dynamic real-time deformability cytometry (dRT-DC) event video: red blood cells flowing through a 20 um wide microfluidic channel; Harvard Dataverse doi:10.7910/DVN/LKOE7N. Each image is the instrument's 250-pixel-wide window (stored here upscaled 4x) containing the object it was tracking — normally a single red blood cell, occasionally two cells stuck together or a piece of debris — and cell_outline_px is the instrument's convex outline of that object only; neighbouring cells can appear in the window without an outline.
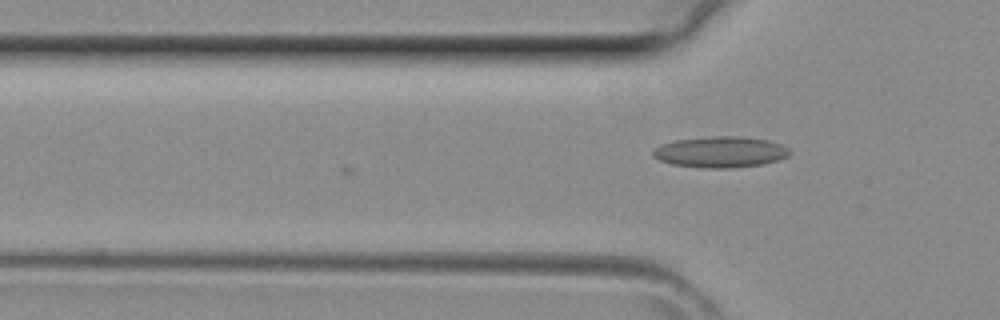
{"species": "common noctule bat (a hibernating species)", "species_latin": "Nyctalus noctula", "temperature_condition": "room temperature", "stored_images_in_passage": 2, "camera_frame_rate_fps": 3000, "um_per_image_px": 0.085, "animal": {"sex": "female", "body_mass_g": 29.2, "forearm_length_mm": 56.3}, "frame": {"image": 1, "passage_image": 2, "time_ms": 0.333, "image_size_px": [1000, 320], "cell_outline_px": [[792, 152], [788, 156], [764, 164], [732, 168], [704, 168], [672, 164], [660, 160], [652, 156], [652, 148], [660, 144], [676, 140], [708, 136], [740, 136], [768, 140], [780, 144], [788, 148]], "centroid_in_image_um": [61.21, 12.91], "position_along_channel_um": 64.6, "area_um2": 24.91}}